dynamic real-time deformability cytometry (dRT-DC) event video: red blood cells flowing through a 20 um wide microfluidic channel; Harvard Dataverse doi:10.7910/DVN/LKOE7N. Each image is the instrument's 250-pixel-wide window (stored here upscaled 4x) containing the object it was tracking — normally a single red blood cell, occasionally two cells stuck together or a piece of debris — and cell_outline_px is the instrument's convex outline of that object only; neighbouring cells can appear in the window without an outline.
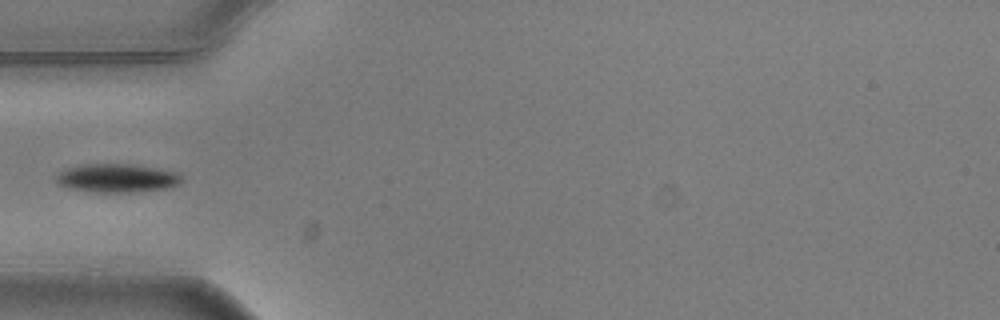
{"species": "common noctule bat (a hibernating species)", "species_latin": "Nyctalus noctula", "temperature_condition": "warm", "stored_images_in_passage": 1, "camera_frame_rate_fps": 3000, "um_per_image_px": 0.085, "animal": {"sex": "male", "body_mass_g": 20.5, "forearm_length_mm": 52.5}, "frame": {"image": 1, "passage_image": 1, "time_ms": 0.0, "image_size_px": [1000, 320], "cell_outline_px": [[184, 180], [180, 184], [168, 188], [132, 192], [88, 192], [64, 188], [56, 184], [56, 176], [60, 172], [68, 168], [80, 164], [132, 164], [156, 168], [176, 172]], "centroid_in_image_um": [9.9, 15.15], "position_along_channel_um": 75.1, "area_um2": 21.15}}